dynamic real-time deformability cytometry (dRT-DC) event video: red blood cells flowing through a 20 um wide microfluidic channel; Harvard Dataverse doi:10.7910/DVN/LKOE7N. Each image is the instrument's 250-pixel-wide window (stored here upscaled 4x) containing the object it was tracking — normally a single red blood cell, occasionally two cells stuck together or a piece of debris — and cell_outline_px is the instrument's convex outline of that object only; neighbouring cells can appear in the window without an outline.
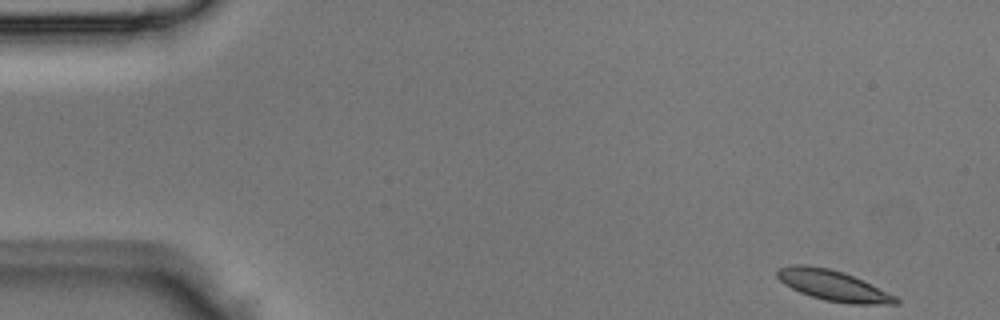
{"species": "Egyptian fruit bat (a non-hibernating species)", "species_latin": "Rousettus aegyptiacus", "temperature_condition": "room temperature", "stored_images_in_passage": 9, "camera_frame_rate_fps": 3000, "um_per_image_px": 0.085, "animal": {"sex": "male"}, "frame": {"image": 1, "passage_image": 1, "time_ms": 0.0, "image_size_px": [1000, 320], "cell_outline_px": [[900, 304], [852, 304], [824, 300], [800, 292], [784, 284], [776, 276], [776, 268], [792, 264], [804, 264], [828, 268], [844, 272], [896, 296], [900, 300]], "centroid_in_image_um": [70.78, 24.26], "position_along_channel_um": 14.2, "area_um2": 21.04}}